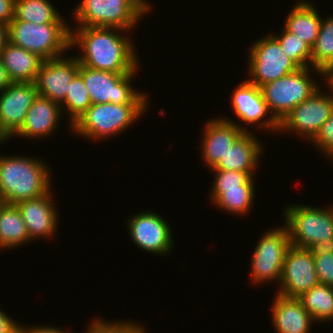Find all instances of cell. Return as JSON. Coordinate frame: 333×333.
<instances>
[{
	"mask_svg": "<svg viewBox=\"0 0 333 333\" xmlns=\"http://www.w3.org/2000/svg\"><path fill=\"white\" fill-rule=\"evenodd\" d=\"M331 84V86L333 87V79L329 82Z\"/></svg>",
	"mask_w": 333,
	"mask_h": 333,
	"instance_id": "obj_42",
	"label": "cell"
},
{
	"mask_svg": "<svg viewBox=\"0 0 333 333\" xmlns=\"http://www.w3.org/2000/svg\"><path fill=\"white\" fill-rule=\"evenodd\" d=\"M283 213L291 246L305 249L333 247V206L320 209L295 203L287 205Z\"/></svg>",
	"mask_w": 333,
	"mask_h": 333,
	"instance_id": "obj_3",
	"label": "cell"
},
{
	"mask_svg": "<svg viewBox=\"0 0 333 333\" xmlns=\"http://www.w3.org/2000/svg\"><path fill=\"white\" fill-rule=\"evenodd\" d=\"M70 27L68 21L44 24L11 21L8 25L9 42L37 54L43 60L54 59L71 49Z\"/></svg>",
	"mask_w": 333,
	"mask_h": 333,
	"instance_id": "obj_6",
	"label": "cell"
},
{
	"mask_svg": "<svg viewBox=\"0 0 333 333\" xmlns=\"http://www.w3.org/2000/svg\"><path fill=\"white\" fill-rule=\"evenodd\" d=\"M91 105L88 90L84 85L82 76L78 73L73 81H70V88L67 91L64 101L60 104L63 112L64 110L65 112L68 111L66 115H69L70 118L69 125L72 126Z\"/></svg>",
	"mask_w": 333,
	"mask_h": 333,
	"instance_id": "obj_28",
	"label": "cell"
},
{
	"mask_svg": "<svg viewBox=\"0 0 333 333\" xmlns=\"http://www.w3.org/2000/svg\"><path fill=\"white\" fill-rule=\"evenodd\" d=\"M323 78L326 82H330L333 79V64L323 73Z\"/></svg>",
	"mask_w": 333,
	"mask_h": 333,
	"instance_id": "obj_40",
	"label": "cell"
},
{
	"mask_svg": "<svg viewBox=\"0 0 333 333\" xmlns=\"http://www.w3.org/2000/svg\"><path fill=\"white\" fill-rule=\"evenodd\" d=\"M29 242L21 212L15 204H5L0 212V249L18 247Z\"/></svg>",
	"mask_w": 333,
	"mask_h": 333,
	"instance_id": "obj_24",
	"label": "cell"
},
{
	"mask_svg": "<svg viewBox=\"0 0 333 333\" xmlns=\"http://www.w3.org/2000/svg\"><path fill=\"white\" fill-rule=\"evenodd\" d=\"M322 17L317 8L308 1L295 3L284 22V28L291 34L300 37L311 48L314 46L319 34Z\"/></svg>",
	"mask_w": 333,
	"mask_h": 333,
	"instance_id": "obj_23",
	"label": "cell"
},
{
	"mask_svg": "<svg viewBox=\"0 0 333 333\" xmlns=\"http://www.w3.org/2000/svg\"><path fill=\"white\" fill-rule=\"evenodd\" d=\"M298 299L316 323L333 320V286L319 283Z\"/></svg>",
	"mask_w": 333,
	"mask_h": 333,
	"instance_id": "obj_26",
	"label": "cell"
},
{
	"mask_svg": "<svg viewBox=\"0 0 333 333\" xmlns=\"http://www.w3.org/2000/svg\"><path fill=\"white\" fill-rule=\"evenodd\" d=\"M75 29H71L70 45L71 49L73 45L81 48V54L76 56L79 64L113 73H131L140 67L131 36L121 34V30H126L114 27Z\"/></svg>",
	"mask_w": 333,
	"mask_h": 333,
	"instance_id": "obj_1",
	"label": "cell"
},
{
	"mask_svg": "<svg viewBox=\"0 0 333 333\" xmlns=\"http://www.w3.org/2000/svg\"><path fill=\"white\" fill-rule=\"evenodd\" d=\"M8 42V26L0 24V54Z\"/></svg>",
	"mask_w": 333,
	"mask_h": 333,
	"instance_id": "obj_39",
	"label": "cell"
},
{
	"mask_svg": "<svg viewBox=\"0 0 333 333\" xmlns=\"http://www.w3.org/2000/svg\"><path fill=\"white\" fill-rule=\"evenodd\" d=\"M283 32V33H282ZM278 43L283 52L300 68L311 67V47L284 27L281 34H270Z\"/></svg>",
	"mask_w": 333,
	"mask_h": 333,
	"instance_id": "obj_30",
	"label": "cell"
},
{
	"mask_svg": "<svg viewBox=\"0 0 333 333\" xmlns=\"http://www.w3.org/2000/svg\"><path fill=\"white\" fill-rule=\"evenodd\" d=\"M102 319V320H101ZM85 333H145L143 326L136 321H106L103 318H96L89 323ZM147 333V332H146Z\"/></svg>",
	"mask_w": 333,
	"mask_h": 333,
	"instance_id": "obj_32",
	"label": "cell"
},
{
	"mask_svg": "<svg viewBox=\"0 0 333 333\" xmlns=\"http://www.w3.org/2000/svg\"><path fill=\"white\" fill-rule=\"evenodd\" d=\"M333 15L321 19L319 34L311 48V66L325 72L333 64Z\"/></svg>",
	"mask_w": 333,
	"mask_h": 333,
	"instance_id": "obj_27",
	"label": "cell"
},
{
	"mask_svg": "<svg viewBox=\"0 0 333 333\" xmlns=\"http://www.w3.org/2000/svg\"><path fill=\"white\" fill-rule=\"evenodd\" d=\"M52 195L51 190L38 198L20 201L16 204L26 225L29 242L37 238H51L57 233L59 219Z\"/></svg>",
	"mask_w": 333,
	"mask_h": 333,
	"instance_id": "obj_18",
	"label": "cell"
},
{
	"mask_svg": "<svg viewBox=\"0 0 333 333\" xmlns=\"http://www.w3.org/2000/svg\"><path fill=\"white\" fill-rule=\"evenodd\" d=\"M311 70L323 77V72L319 69L305 67L260 87L271 111L270 115L279 123L291 110L320 88L317 81L310 77Z\"/></svg>",
	"mask_w": 333,
	"mask_h": 333,
	"instance_id": "obj_7",
	"label": "cell"
},
{
	"mask_svg": "<svg viewBox=\"0 0 333 333\" xmlns=\"http://www.w3.org/2000/svg\"><path fill=\"white\" fill-rule=\"evenodd\" d=\"M271 315L278 333H309L315 322L298 298H287L279 294L273 299Z\"/></svg>",
	"mask_w": 333,
	"mask_h": 333,
	"instance_id": "obj_20",
	"label": "cell"
},
{
	"mask_svg": "<svg viewBox=\"0 0 333 333\" xmlns=\"http://www.w3.org/2000/svg\"><path fill=\"white\" fill-rule=\"evenodd\" d=\"M147 109V104H92L70 129L86 139L104 140L127 130Z\"/></svg>",
	"mask_w": 333,
	"mask_h": 333,
	"instance_id": "obj_5",
	"label": "cell"
},
{
	"mask_svg": "<svg viewBox=\"0 0 333 333\" xmlns=\"http://www.w3.org/2000/svg\"><path fill=\"white\" fill-rule=\"evenodd\" d=\"M137 72L138 68L131 73H113L79 64V74L88 90L91 104H148L149 96L134 90L131 84Z\"/></svg>",
	"mask_w": 333,
	"mask_h": 333,
	"instance_id": "obj_8",
	"label": "cell"
},
{
	"mask_svg": "<svg viewBox=\"0 0 333 333\" xmlns=\"http://www.w3.org/2000/svg\"><path fill=\"white\" fill-rule=\"evenodd\" d=\"M236 123L228 117H222L207 121L205 127H203L204 133L201 138V157H203L202 159L209 169L214 168L222 157L225 156L229 147H231L244 132H247V129L243 127L242 124L239 125V122Z\"/></svg>",
	"mask_w": 333,
	"mask_h": 333,
	"instance_id": "obj_17",
	"label": "cell"
},
{
	"mask_svg": "<svg viewBox=\"0 0 333 333\" xmlns=\"http://www.w3.org/2000/svg\"><path fill=\"white\" fill-rule=\"evenodd\" d=\"M62 17L49 0H15L12 21H26L36 24L65 23Z\"/></svg>",
	"mask_w": 333,
	"mask_h": 333,
	"instance_id": "obj_25",
	"label": "cell"
},
{
	"mask_svg": "<svg viewBox=\"0 0 333 333\" xmlns=\"http://www.w3.org/2000/svg\"><path fill=\"white\" fill-rule=\"evenodd\" d=\"M326 84L332 93H324L320 87L280 121L279 133L295 131L296 135L310 142L315 138L323 123L333 112V87L329 82Z\"/></svg>",
	"mask_w": 333,
	"mask_h": 333,
	"instance_id": "obj_11",
	"label": "cell"
},
{
	"mask_svg": "<svg viewBox=\"0 0 333 333\" xmlns=\"http://www.w3.org/2000/svg\"><path fill=\"white\" fill-rule=\"evenodd\" d=\"M262 143L258 141L250 129L244 132L225 154L220 162L211 169L235 170L246 173H255L263 151Z\"/></svg>",
	"mask_w": 333,
	"mask_h": 333,
	"instance_id": "obj_21",
	"label": "cell"
},
{
	"mask_svg": "<svg viewBox=\"0 0 333 333\" xmlns=\"http://www.w3.org/2000/svg\"><path fill=\"white\" fill-rule=\"evenodd\" d=\"M39 159L0 155V196L6 204L35 199L52 190L51 170Z\"/></svg>",
	"mask_w": 333,
	"mask_h": 333,
	"instance_id": "obj_2",
	"label": "cell"
},
{
	"mask_svg": "<svg viewBox=\"0 0 333 333\" xmlns=\"http://www.w3.org/2000/svg\"><path fill=\"white\" fill-rule=\"evenodd\" d=\"M43 60L34 81L38 95L61 104L70 88V81L79 73L75 56Z\"/></svg>",
	"mask_w": 333,
	"mask_h": 333,
	"instance_id": "obj_15",
	"label": "cell"
},
{
	"mask_svg": "<svg viewBox=\"0 0 333 333\" xmlns=\"http://www.w3.org/2000/svg\"><path fill=\"white\" fill-rule=\"evenodd\" d=\"M15 0H0V24L9 25L14 18Z\"/></svg>",
	"mask_w": 333,
	"mask_h": 333,
	"instance_id": "obj_35",
	"label": "cell"
},
{
	"mask_svg": "<svg viewBox=\"0 0 333 333\" xmlns=\"http://www.w3.org/2000/svg\"><path fill=\"white\" fill-rule=\"evenodd\" d=\"M231 105L235 116L246 125L256 124V126H259L258 128L268 132L269 130L270 132H279V122L273 116L269 115L268 117L269 108L260 87L257 85L250 83L248 80L242 81L232 93Z\"/></svg>",
	"mask_w": 333,
	"mask_h": 333,
	"instance_id": "obj_16",
	"label": "cell"
},
{
	"mask_svg": "<svg viewBox=\"0 0 333 333\" xmlns=\"http://www.w3.org/2000/svg\"><path fill=\"white\" fill-rule=\"evenodd\" d=\"M60 104L46 97L37 95L26 113L22 127L13 135L27 139H44V136L54 134L60 118H62ZM60 117V118H59Z\"/></svg>",
	"mask_w": 333,
	"mask_h": 333,
	"instance_id": "obj_19",
	"label": "cell"
},
{
	"mask_svg": "<svg viewBox=\"0 0 333 333\" xmlns=\"http://www.w3.org/2000/svg\"><path fill=\"white\" fill-rule=\"evenodd\" d=\"M0 310V333H20V324Z\"/></svg>",
	"mask_w": 333,
	"mask_h": 333,
	"instance_id": "obj_36",
	"label": "cell"
},
{
	"mask_svg": "<svg viewBox=\"0 0 333 333\" xmlns=\"http://www.w3.org/2000/svg\"><path fill=\"white\" fill-rule=\"evenodd\" d=\"M290 247L291 241L285 225L262 234L250 261L252 283H274L277 280L276 284L279 285L285 256Z\"/></svg>",
	"mask_w": 333,
	"mask_h": 333,
	"instance_id": "obj_9",
	"label": "cell"
},
{
	"mask_svg": "<svg viewBox=\"0 0 333 333\" xmlns=\"http://www.w3.org/2000/svg\"><path fill=\"white\" fill-rule=\"evenodd\" d=\"M254 190L255 184H243L241 189L225 190L213 204L230 214L245 215L252 208Z\"/></svg>",
	"mask_w": 333,
	"mask_h": 333,
	"instance_id": "obj_29",
	"label": "cell"
},
{
	"mask_svg": "<svg viewBox=\"0 0 333 333\" xmlns=\"http://www.w3.org/2000/svg\"><path fill=\"white\" fill-rule=\"evenodd\" d=\"M312 250L319 283L333 286V247Z\"/></svg>",
	"mask_w": 333,
	"mask_h": 333,
	"instance_id": "obj_33",
	"label": "cell"
},
{
	"mask_svg": "<svg viewBox=\"0 0 333 333\" xmlns=\"http://www.w3.org/2000/svg\"><path fill=\"white\" fill-rule=\"evenodd\" d=\"M127 223L131 241L133 240L139 249L162 256L171 253L174 248L173 233L162 216L151 210L142 211L129 217Z\"/></svg>",
	"mask_w": 333,
	"mask_h": 333,
	"instance_id": "obj_13",
	"label": "cell"
},
{
	"mask_svg": "<svg viewBox=\"0 0 333 333\" xmlns=\"http://www.w3.org/2000/svg\"><path fill=\"white\" fill-rule=\"evenodd\" d=\"M11 83L12 80L10 79L8 72L0 59V92L6 89Z\"/></svg>",
	"mask_w": 333,
	"mask_h": 333,
	"instance_id": "obj_38",
	"label": "cell"
},
{
	"mask_svg": "<svg viewBox=\"0 0 333 333\" xmlns=\"http://www.w3.org/2000/svg\"><path fill=\"white\" fill-rule=\"evenodd\" d=\"M12 82H34L43 59L8 42L0 54Z\"/></svg>",
	"mask_w": 333,
	"mask_h": 333,
	"instance_id": "obj_22",
	"label": "cell"
},
{
	"mask_svg": "<svg viewBox=\"0 0 333 333\" xmlns=\"http://www.w3.org/2000/svg\"><path fill=\"white\" fill-rule=\"evenodd\" d=\"M20 333H69V331L67 332L64 329L62 330L58 327H53L52 325H51V327L48 325H46V326L45 325H43V326L34 325V327L33 326L28 327L27 325L25 327V325H22V326H20Z\"/></svg>",
	"mask_w": 333,
	"mask_h": 333,
	"instance_id": "obj_37",
	"label": "cell"
},
{
	"mask_svg": "<svg viewBox=\"0 0 333 333\" xmlns=\"http://www.w3.org/2000/svg\"><path fill=\"white\" fill-rule=\"evenodd\" d=\"M211 170L215 172L210 195L212 203L225 192V190L241 189L243 184H254L255 181L253 178L255 173H246L235 170Z\"/></svg>",
	"mask_w": 333,
	"mask_h": 333,
	"instance_id": "obj_31",
	"label": "cell"
},
{
	"mask_svg": "<svg viewBox=\"0 0 333 333\" xmlns=\"http://www.w3.org/2000/svg\"><path fill=\"white\" fill-rule=\"evenodd\" d=\"M6 204V202L4 201V199L0 196V212L2 210V208L4 207V205Z\"/></svg>",
	"mask_w": 333,
	"mask_h": 333,
	"instance_id": "obj_41",
	"label": "cell"
},
{
	"mask_svg": "<svg viewBox=\"0 0 333 333\" xmlns=\"http://www.w3.org/2000/svg\"><path fill=\"white\" fill-rule=\"evenodd\" d=\"M37 95L34 82H12L0 92V142L11 139L22 127Z\"/></svg>",
	"mask_w": 333,
	"mask_h": 333,
	"instance_id": "obj_14",
	"label": "cell"
},
{
	"mask_svg": "<svg viewBox=\"0 0 333 333\" xmlns=\"http://www.w3.org/2000/svg\"><path fill=\"white\" fill-rule=\"evenodd\" d=\"M311 143L324 153L333 162V112L331 116L323 123L315 138Z\"/></svg>",
	"mask_w": 333,
	"mask_h": 333,
	"instance_id": "obj_34",
	"label": "cell"
},
{
	"mask_svg": "<svg viewBox=\"0 0 333 333\" xmlns=\"http://www.w3.org/2000/svg\"><path fill=\"white\" fill-rule=\"evenodd\" d=\"M147 0H81L74 9L77 27H114L131 32L151 10Z\"/></svg>",
	"mask_w": 333,
	"mask_h": 333,
	"instance_id": "obj_4",
	"label": "cell"
},
{
	"mask_svg": "<svg viewBox=\"0 0 333 333\" xmlns=\"http://www.w3.org/2000/svg\"><path fill=\"white\" fill-rule=\"evenodd\" d=\"M319 284L312 249L291 246L285 256L277 294L299 298Z\"/></svg>",
	"mask_w": 333,
	"mask_h": 333,
	"instance_id": "obj_12",
	"label": "cell"
},
{
	"mask_svg": "<svg viewBox=\"0 0 333 333\" xmlns=\"http://www.w3.org/2000/svg\"><path fill=\"white\" fill-rule=\"evenodd\" d=\"M248 53V81L258 87L300 68L270 34L251 44Z\"/></svg>",
	"mask_w": 333,
	"mask_h": 333,
	"instance_id": "obj_10",
	"label": "cell"
}]
</instances>
